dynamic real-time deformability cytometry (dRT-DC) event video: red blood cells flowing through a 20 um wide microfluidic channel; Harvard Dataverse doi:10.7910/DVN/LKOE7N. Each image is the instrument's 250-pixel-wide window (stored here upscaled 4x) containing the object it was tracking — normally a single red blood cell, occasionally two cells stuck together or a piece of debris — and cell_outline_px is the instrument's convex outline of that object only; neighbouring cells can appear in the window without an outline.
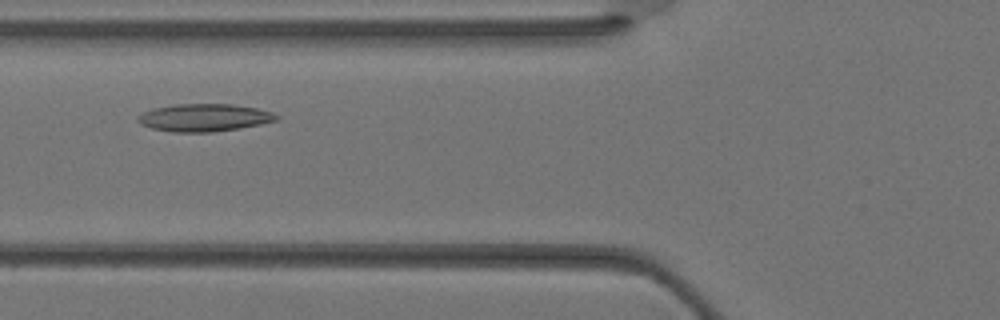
{"species": "Egyptian fruit bat (a non-hibernating species)", "species_latin": "Rousettus aegyptiacus", "temperature_condition": "warm", "stored_images_in_passage": 30, "camera_frame_rate_fps": 3000, "um_per_image_px": 0.085, "animal": {"sex": "female"}, "frame": {"image": 1, "passage_image": 8, "time_ms": 2.333, "image_size_px": [1000, 320], "cell_outline_px": [[280, 116], [276, 120], [260, 124], [240, 128], [212, 132], [172, 132], [152, 128], [140, 124], [136, 120], [136, 116], [152, 108], [172, 104], [232, 104], [256, 108], [272, 112]], "centroid_in_image_um": [17.32, 9.99], "position_along_channel_um": 108.5, "area_um2": 22.37}}
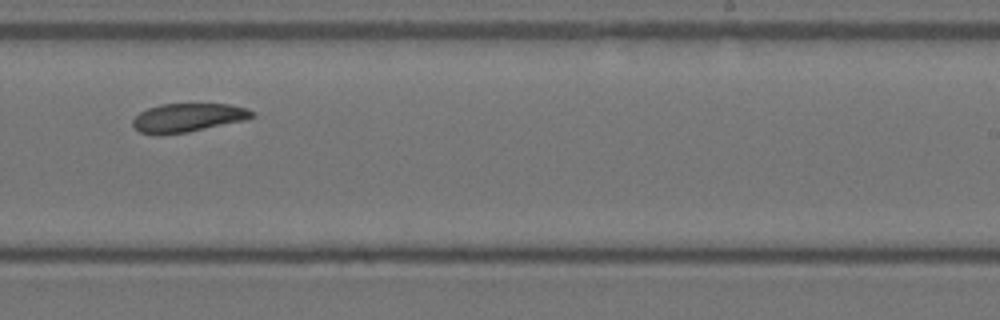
{"frame": {"image": 2, "passage_image": 17, "time_ms": 5.333, "image_size_px": [1000, 320], "cell_outline_px": [[252, 116], [244, 120], [188, 132], [160, 136], [140, 132], [132, 124], [132, 120], [140, 112], [148, 108], [160, 104], [228, 104], [244, 108], [252, 112]], "centroid_in_image_um": [15.88, 10.01], "position_along_channel_um": 273.1, "area_um2": 19.71}}
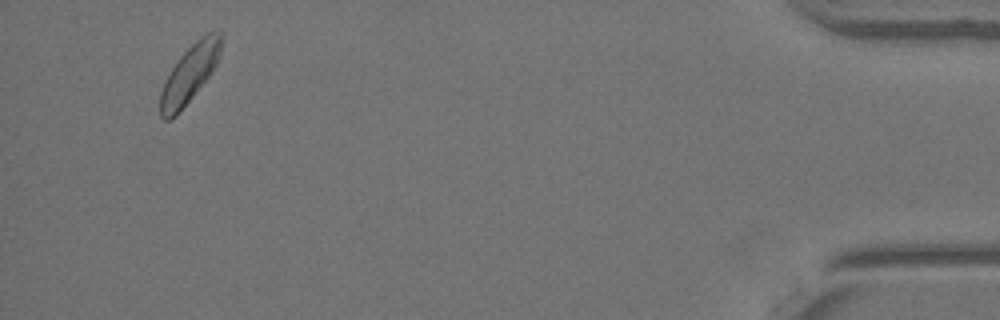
{"frame": {"image": 3, "passage_image": 29, "time_ms": 9.333, "image_size_px": [1000, 320], "cell_outline_px": [[224, 40], [220, 56], [216, 64], [208, 76], [176, 116], [168, 120], [164, 120], [160, 116], [160, 92], [172, 68], [180, 56], [200, 36], [208, 32], [224, 32]], "centroid_in_image_um": [16.15, 6.22], "position_along_channel_um": 419.1, "area_um2": 20.23}}